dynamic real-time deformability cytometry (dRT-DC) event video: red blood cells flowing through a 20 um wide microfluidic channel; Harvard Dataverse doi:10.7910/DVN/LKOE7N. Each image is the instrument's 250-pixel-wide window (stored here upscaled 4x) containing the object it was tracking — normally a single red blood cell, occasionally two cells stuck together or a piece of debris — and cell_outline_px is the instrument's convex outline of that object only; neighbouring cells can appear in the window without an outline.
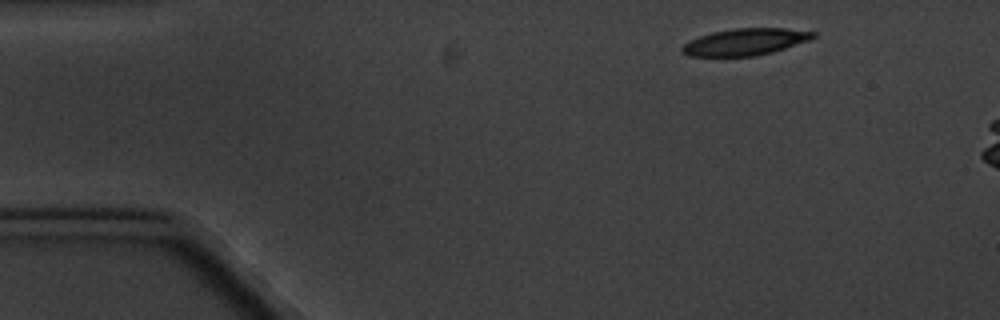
{"species": "common noctule bat (a hibernating species)", "species_latin": "Nyctalus noctula", "temperature_condition": "cold", "stored_images_in_passage": 4, "camera_frame_rate_fps": 3000, "um_per_image_px": 0.085, "animal": {"sex": "male", "body_mass_g": 20.1, "forearm_length_mm": 53.5}, "frame": {"image": 1, "passage_image": 1, "time_ms": 0.0, "image_size_px": [1000, 320], "cell_outline_px": [[816, 36], [808, 40], [772, 52], [756, 56], [688, 56], [680, 52], [680, 48], [688, 40], [712, 32], [732, 28], [784, 28], [816, 32]], "centroid_in_image_um": [63.28, 3.56], "position_along_channel_um": 21.7, "area_um2": 20.46}}